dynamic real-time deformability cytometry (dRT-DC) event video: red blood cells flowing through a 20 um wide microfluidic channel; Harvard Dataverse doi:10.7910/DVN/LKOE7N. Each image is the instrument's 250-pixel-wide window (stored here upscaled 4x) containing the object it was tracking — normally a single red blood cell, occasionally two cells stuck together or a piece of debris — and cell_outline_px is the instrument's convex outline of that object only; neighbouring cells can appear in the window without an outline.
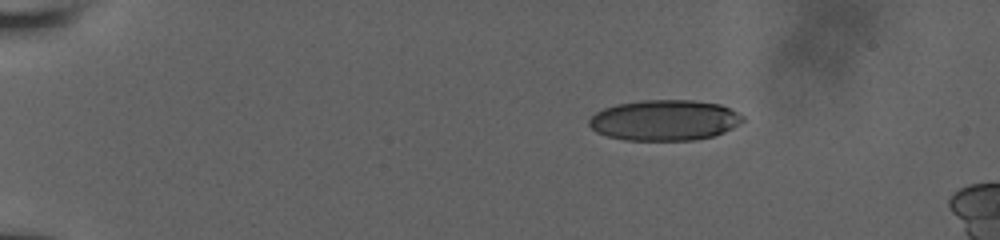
{"species": "human", "species_latin": "Homo sapiens", "temperature_condition": "room temperature", "stored_images_in_passage": 83, "camera_frame_rate_fps": 3000, "um_per_image_px": 0.085, "donor": {"sex": "male"}, "frame": {"image": 1, "passage_image": 1, "time_ms": 0.0, "image_size_px": [1000, 240], "cell_outline_px": [[744, 120], [740, 124], [724, 132], [712, 136], [692, 140], [624, 140], [608, 136], [596, 132], [588, 124], [588, 120], [596, 112], [604, 108], [616, 104], [640, 100], [692, 100], [720, 104], [744, 116]], "centroid_in_image_um": [56.47, 10.21], "position_along_channel_um": 28.5, "area_um2": 36.41}}
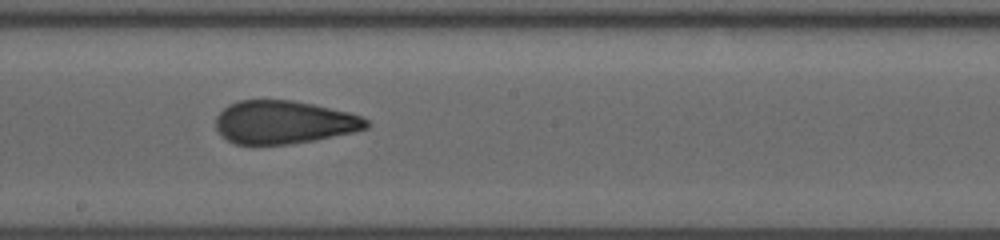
{"frame": {"image": 2, "passage_image": 47, "time_ms": 7.667, "image_size_px": [1000, 240], "cell_outline_px": [[368, 128], [352, 132], [316, 140], [288, 144], [236, 144], [228, 140], [216, 128], [216, 116], [224, 108], [240, 100], [292, 100], [312, 104], [348, 112], [360, 116], [368, 120]], "centroid_in_image_um": [24.13, 10.39], "position_along_channel_um": 224.1, "area_um2": 37.45}}
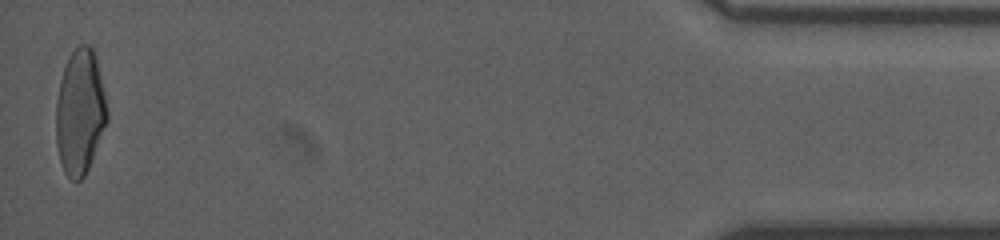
{"frame": {"image": 3, "passage_image": 82, "time_ms": 15.0, "image_size_px": [1000, 240], "cell_outline_px": [[108, 120], [88, 168], [84, 176], [80, 180], [72, 180], [64, 172], [60, 160], [56, 144], [56, 100], [60, 80], [68, 56], [80, 44], [88, 44], [92, 48], [96, 56], [108, 112]], "centroid_in_image_um": [6.79, 9.51], "position_along_channel_um": 428.4, "area_um2": 37.17}, "authors_computed_cell_mechanics": {"area_um2": 38.2058, "velocity_mm_per_s": 3.8747, "shape_relaxation_time_tau1_ms": null, "shape_relaxation_time_tau2_ms": 1.3858, "deformation_change_tau1": null, "deformation_change_tau2": 0.0893}}